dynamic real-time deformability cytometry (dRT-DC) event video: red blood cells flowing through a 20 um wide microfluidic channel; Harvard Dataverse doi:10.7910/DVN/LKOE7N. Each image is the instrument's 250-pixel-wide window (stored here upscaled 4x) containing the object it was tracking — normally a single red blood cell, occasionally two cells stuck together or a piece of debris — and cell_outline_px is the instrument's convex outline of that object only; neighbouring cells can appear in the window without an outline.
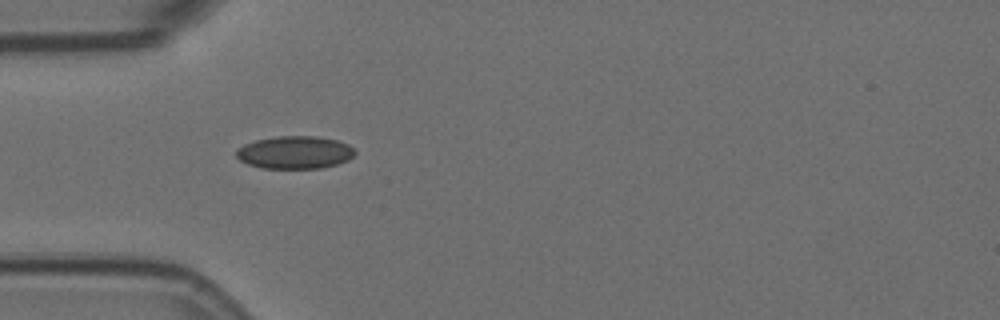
{"species": "Egyptian fruit bat (a non-hibernating species)", "species_latin": "Rousettus aegyptiacus", "temperature_condition": "room temperature", "stored_images_in_passage": 4, "camera_frame_rate_fps": 3000, "um_per_image_px": 0.085, "animal": {"sex": "female"}, "frame": {"image": 1, "passage_image": 3, "time_ms": 0.667, "image_size_px": [1000, 320], "cell_outline_px": [[356, 152], [348, 160], [336, 164], [320, 168], [260, 168], [248, 164], [240, 160], [236, 156], [236, 148], [244, 144], [256, 140], [276, 136], [316, 136], [336, 140], [348, 144]], "centroid_in_image_um": [25.03, 12.95], "position_along_channel_um": 60.0, "area_um2": 22.6}}
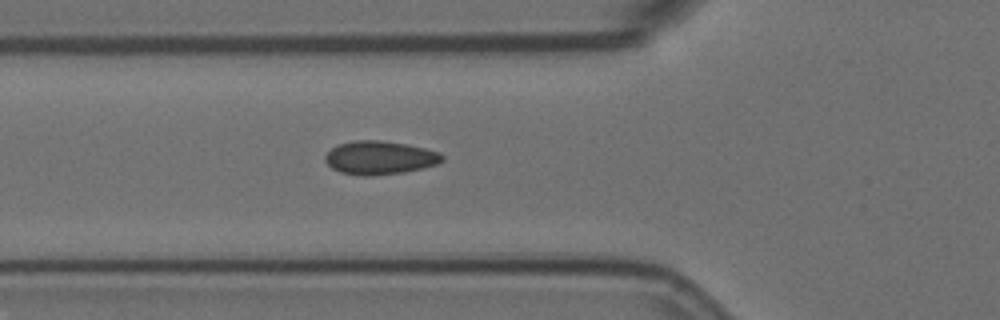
{"frame": {"image": 2, "passage_image": 4, "time_ms": 1.0, "image_size_px": [1000, 320], "cell_outline_px": [[444, 160], [436, 164], [424, 168], [404, 172], [368, 176], [364, 176], [340, 172], [332, 168], [324, 160], [324, 156], [336, 144], [352, 140], [380, 140], [404, 144], [424, 148], [440, 152], [444, 156]], "centroid_in_image_um": [32.26, 13.4], "position_along_channel_um": 93.5, "area_um2": 22.89}}